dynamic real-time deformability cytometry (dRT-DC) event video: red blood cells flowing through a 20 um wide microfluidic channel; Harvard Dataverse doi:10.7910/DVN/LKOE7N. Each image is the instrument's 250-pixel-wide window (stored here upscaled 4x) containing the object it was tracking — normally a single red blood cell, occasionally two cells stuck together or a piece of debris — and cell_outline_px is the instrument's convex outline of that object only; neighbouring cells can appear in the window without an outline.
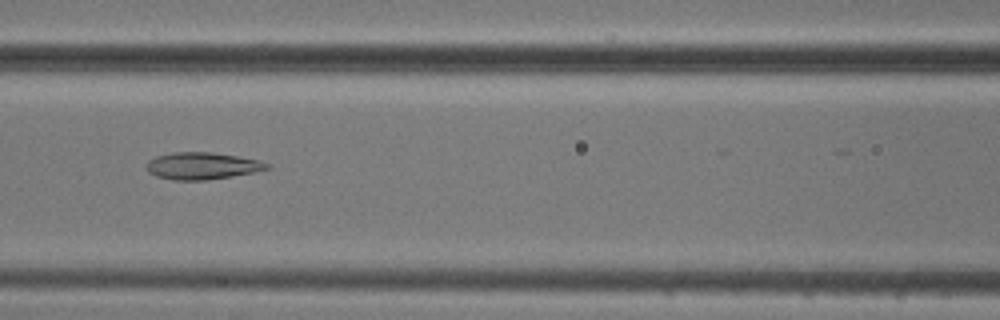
{"species": "common noctule bat (a hibernating species)", "species_latin": "Nyctalus noctula", "temperature_condition": "cold", "stored_images_in_passage": 8, "camera_frame_rate_fps": 3000, "um_per_image_px": 0.085, "animal": {"sex": "male", "body_mass_g": 20.5, "forearm_length_mm": 52.5}, "frame": {"image": 1, "passage_image": 5, "time_ms": 5.667, "image_size_px": [1000, 320], "cell_outline_px": [[272, 168], [232, 176], [204, 180], [172, 180], [156, 176], [148, 172], [148, 160], [156, 156], [172, 152], [212, 152], [236, 156], [256, 160], [272, 164]], "centroid_in_image_um": [17.18, 14.1], "position_along_channel_um": 149.4, "area_um2": 18.84}}
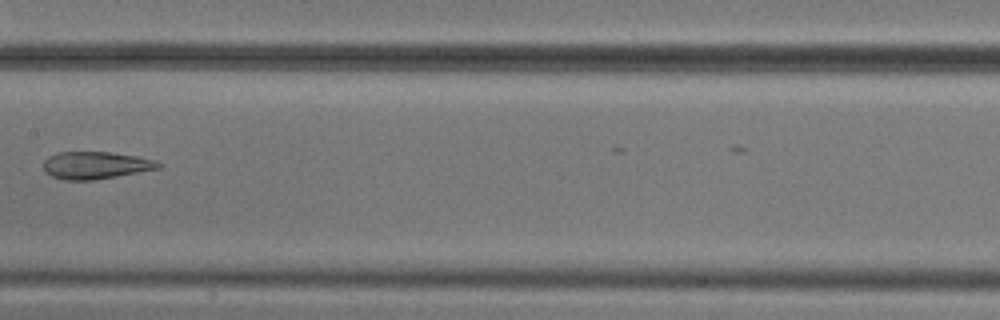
{"frame": {"image": 2, "passage_image": 6, "time_ms": 7.0, "image_size_px": [1000, 320], "cell_outline_px": [[164, 164], [160, 168], [116, 176], [92, 180], [64, 180], [52, 176], [44, 172], [44, 160], [48, 156], [60, 152], [112, 152], [136, 156], [152, 160]], "centroid_in_image_um": [8.1, 14.04], "position_along_channel_um": 199.3, "area_um2": 18.21}}
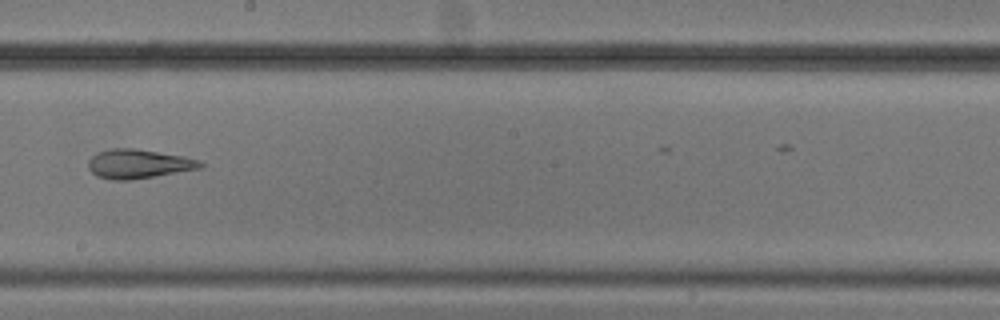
{"frame": {"image": 3, "passage_image": 7, "time_ms": 8.0, "image_size_px": [1000, 320], "cell_outline_px": [[204, 168], [132, 180], [112, 180], [96, 176], [88, 168], [88, 160], [96, 152], [112, 148], [136, 148], [184, 156], [200, 160], [204, 164]], "centroid_in_image_um": [11.79, 13.93], "position_along_channel_um": 236.4, "area_um2": 19.36}}